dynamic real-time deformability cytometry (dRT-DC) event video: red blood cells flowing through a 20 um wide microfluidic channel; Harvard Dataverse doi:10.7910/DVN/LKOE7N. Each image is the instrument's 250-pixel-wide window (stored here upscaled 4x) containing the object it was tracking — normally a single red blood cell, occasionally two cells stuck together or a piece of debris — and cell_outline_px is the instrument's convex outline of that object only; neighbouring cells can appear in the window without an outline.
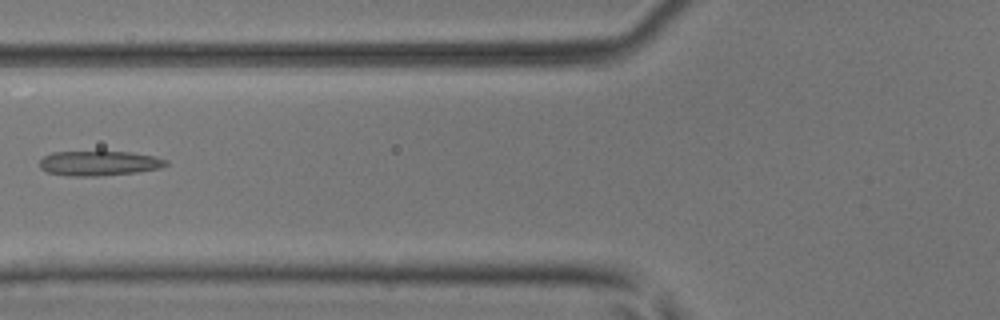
{"species": "common noctule bat (a hibernating species)", "species_latin": "Nyctalus noctula", "temperature_condition": "room temperature", "stored_images_in_passage": 6, "camera_frame_rate_fps": 3000, "um_per_image_px": 0.085, "animal": {"sex": "male", "body_mass_g": 17.9, "forearm_length_mm": 54.2}, "frame": {"image": 1, "passage_image": 6, "time_ms": 1.667, "image_size_px": [1000, 320], "cell_outline_px": [[168, 164], [160, 168], [136, 172], [96, 176], [68, 176], [48, 172], [40, 168], [40, 160], [44, 156], [52, 152], [132, 152], [152, 156], [168, 160]], "centroid_in_image_um": [8.41, 13.88], "position_along_channel_um": 117.4, "area_um2": 18.09}}